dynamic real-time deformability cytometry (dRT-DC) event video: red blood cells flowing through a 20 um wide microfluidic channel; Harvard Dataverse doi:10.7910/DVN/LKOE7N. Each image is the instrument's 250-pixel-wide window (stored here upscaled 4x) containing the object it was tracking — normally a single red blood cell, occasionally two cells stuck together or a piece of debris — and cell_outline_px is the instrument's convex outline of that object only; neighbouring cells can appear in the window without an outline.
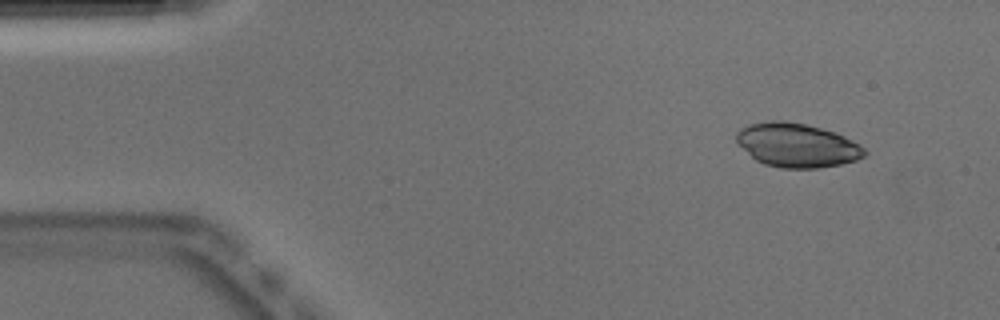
{"species": "Egyptian fruit bat (a non-hibernating species)", "species_latin": "Rousettus aegyptiacus", "temperature_condition": "warm", "stored_images_in_passage": 47, "camera_frame_rate_fps": 3000, "um_per_image_px": 0.085, "animal": {"sex": "male"}, "frame": {"image": 1, "passage_image": 1, "time_ms": 0.0, "image_size_px": [1000, 320], "cell_outline_px": [[868, 152], [864, 156], [856, 160], [840, 164], [820, 168], [780, 168], [764, 164], [756, 160], [736, 144], [736, 132], [740, 128], [748, 124], [772, 120], [784, 120], [808, 124], [836, 132], [860, 144]], "centroid_in_image_um": [67.72, 12.33], "position_along_channel_um": 17.3, "area_um2": 33.23}}
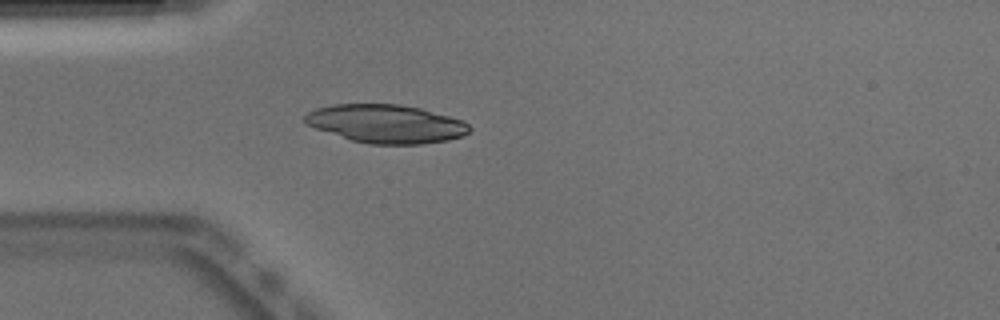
{"frame": {"image": 2, "passage_image": 10, "time_ms": 3.0, "image_size_px": [1000, 320], "cell_outline_px": [[472, 128], [464, 136], [448, 140], [420, 144], [368, 144], [352, 140], [316, 128], [308, 124], [304, 120], [304, 116], [308, 112], [316, 108], [332, 104], [400, 104], [420, 108], [464, 120]], "centroid_in_image_um": [32.85, 10.52], "position_along_channel_um": 52.1, "area_um2": 36.76}}